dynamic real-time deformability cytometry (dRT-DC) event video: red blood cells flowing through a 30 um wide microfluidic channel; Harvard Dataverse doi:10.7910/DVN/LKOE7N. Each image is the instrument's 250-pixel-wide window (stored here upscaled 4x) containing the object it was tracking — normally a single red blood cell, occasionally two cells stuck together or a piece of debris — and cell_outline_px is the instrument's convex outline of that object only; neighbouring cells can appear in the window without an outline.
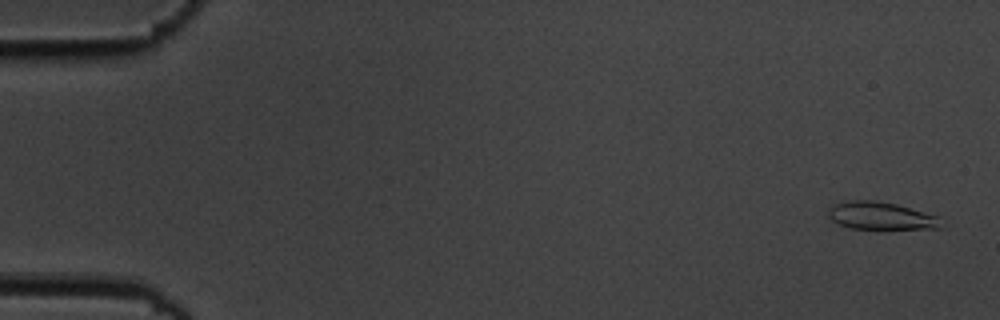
{"species": "common noctule bat (a hibernating species)", "species_latin": "Nyctalus noctula", "temperature_condition": "cold", "stored_images_in_passage": 56, "camera_frame_rate_fps": 3000, "um_per_image_px": 0.085, "animal": {"sex": "male", "body_mass_g": 19.5, "forearm_length_mm": 54.6}, "frame": {"image": 1, "passage_image": 2, "time_ms": 0.333, "image_size_px": [1000, 320], "cell_outline_px": [[940, 228], [852, 228], [840, 224], [832, 220], [828, 216], [828, 208], [832, 204], [852, 200], [872, 200], [896, 204], [940, 216]], "centroid_in_image_um": [74.85, 18.32], "position_along_channel_um": 10.2, "area_um2": 17.86}}
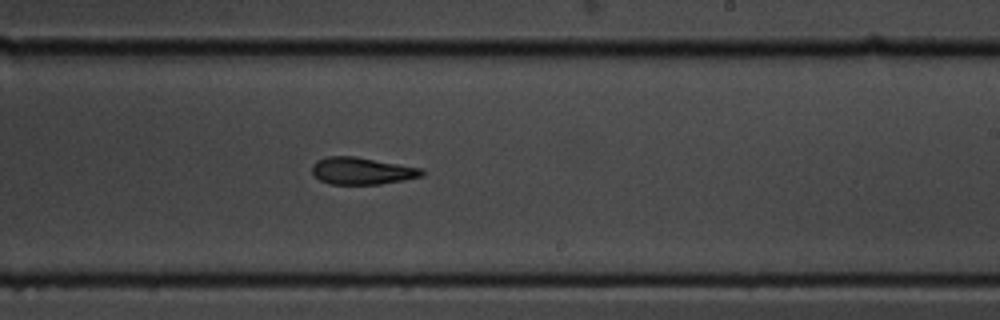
{"frame": {"image": 2, "passage_image": 34, "time_ms": 11.0, "image_size_px": [1000, 320], "cell_outline_px": [[424, 176], [404, 180], [380, 184], [328, 184], [320, 180], [312, 172], [312, 164], [316, 160], [328, 156], [356, 156], [424, 168]], "centroid_in_image_um": [30.79, 14.52], "position_along_channel_um": 258.2, "area_um2": 17.57}}
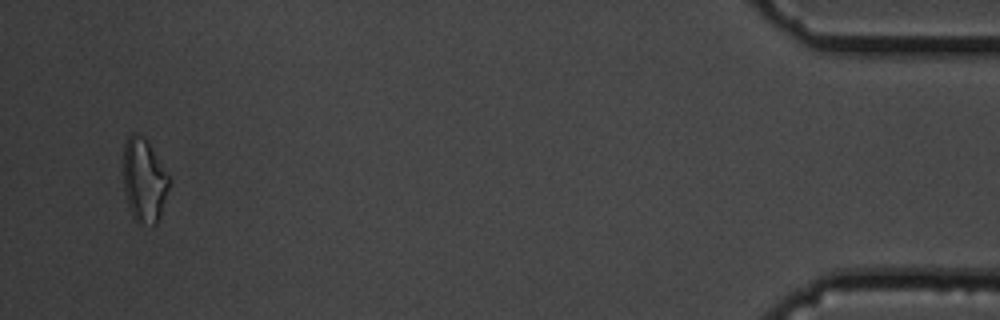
{"frame": {"image": 3, "passage_image": 54, "time_ms": 17.667, "image_size_px": [1000, 320], "cell_outline_px": [[168, 188], [160, 216], [156, 224], [152, 228], [136, 220], [132, 216], [128, 204], [124, 188], [124, 144], [128, 136], [132, 132], [136, 132], [144, 136], [148, 140], [168, 176]], "centroid_in_image_um": [12.23, 15.31], "position_along_channel_um": 423.0, "area_um2": 22.2}, "authors_computed_cell_mechanics": {"area_um2": 18.2359, "velocity_mm_per_s": 3.6143, "shape_relaxation_time_tau1_ms": 6.2736, "shape_relaxation_time_tau2_ms": null, "deformation_change_tau1": 0.1526, "deformation_change_tau2": null}}